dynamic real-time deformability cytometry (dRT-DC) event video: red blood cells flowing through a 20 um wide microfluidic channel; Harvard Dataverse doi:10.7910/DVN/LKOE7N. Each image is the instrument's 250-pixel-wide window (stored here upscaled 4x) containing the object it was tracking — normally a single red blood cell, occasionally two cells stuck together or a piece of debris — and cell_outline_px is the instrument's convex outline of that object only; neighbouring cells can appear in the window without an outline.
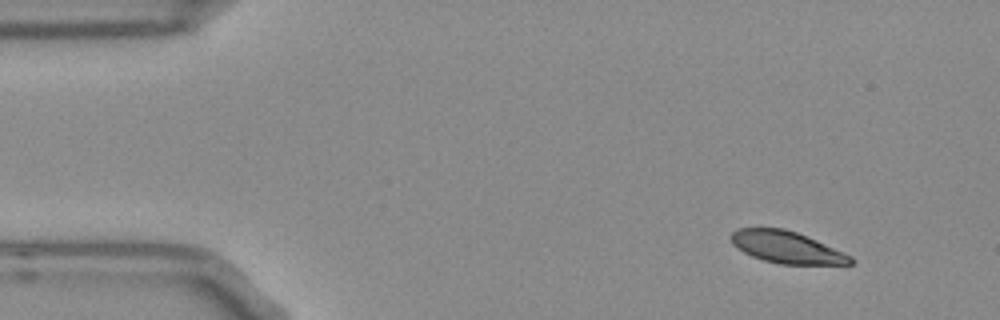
{"species": "Egyptian fruit bat (a non-hibernating species)", "species_latin": "Rousettus aegyptiacus", "temperature_condition": "room temperature", "stored_images_in_passage": 50, "camera_frame_rate_fps": 3000, "um_per_image_px": 0.085, "frame": {"image": 1, "passage_image": 1, "time_ms": 0.0, "image_size_px": [1000, 320], "cell_outline_px": [[856, 260], [852, 264], [780, 264], [764, 260], [752, 256], [744, 252], [732, 244], [732, 232], [740, 228], [784, 228], [796, 232], [816, 240], [844, 252], [852, 256]], "centroid_in_image_um": [66.9, 21.02], "position_along_channel_um": 18.1, "area_um2": 22.02}}
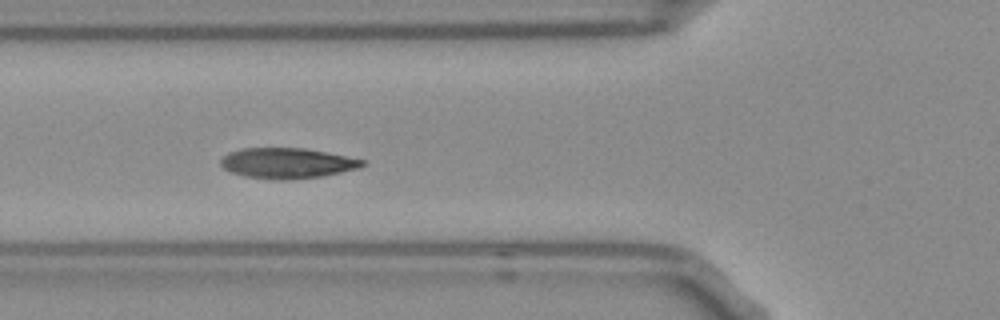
{"frame": {"image": 2, "passage_image": 15, "time_ms": 4.667, "image_size_px": [1000, 320], "cell_outline_px": [[368, 164], [356, 168], [340, 172], [320, 176], [284, 180], [276, 180], [244, 176], [232, 172], [224, 168], [220, 164], [220, 160], [228, 152], [240, 148], [304, 148], [364, 160]], "centroid_in_image_um": [24.35, 13.86], "position_along_channel_um": 101.4, "area_um2": 24.85}}
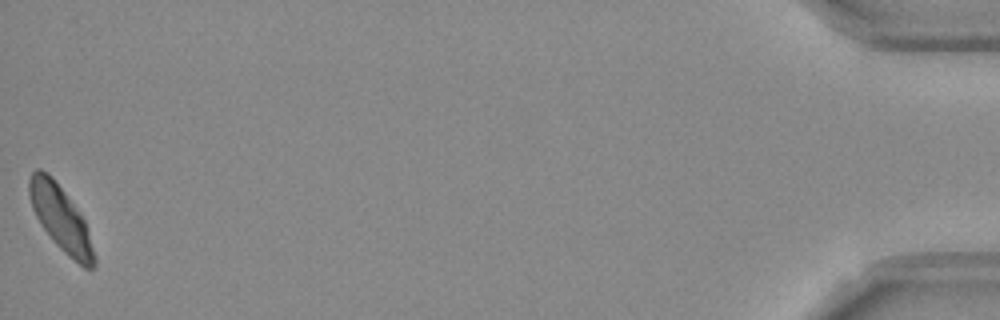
{"frame": {"image": 3, "passage_image": 50, "time_ms": 16.333, "image_size_px": [1000, 320], "cell_outline_px": [[96, 264], [92, 268], [84, 268], [68, 256], [56, 244], [40, 224], [32, 208], [28, 192], [28, 180], [32, 172], [36, 168], [40, 168], [60, 188], [84, 220], [96, 256]], "centroid_in_image_um": [5.15, 18.62], "position_along_channel_um": 430.1, "area_um2": 23.87}, "authors_computed_cell_mechanics": {"area_um2": 24.4205, "velocity_mm_per_s": 3.6865, "shape_relaxation_time_tau1_ms": 2.5366, "shape_relaxation_time_tau2_ms": 0.714, "deformation_change_tau1": 0.1105, "deformation_change_tau2": 0.0429}}